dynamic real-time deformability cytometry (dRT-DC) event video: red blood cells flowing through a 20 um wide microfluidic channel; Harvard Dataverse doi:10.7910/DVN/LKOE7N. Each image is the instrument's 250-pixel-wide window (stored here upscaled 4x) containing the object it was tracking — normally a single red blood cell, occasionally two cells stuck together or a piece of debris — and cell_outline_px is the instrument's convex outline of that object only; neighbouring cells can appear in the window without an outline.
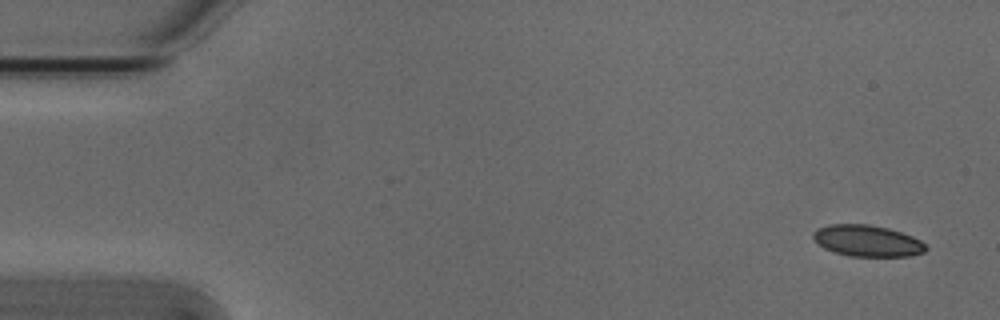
{"species": "Egyptian fruit bat (a non-hibernating species)", "species_latin": "Rousettus aegyptiacus", "temperature_condition": "cold", "stored_images_in_passage": 7, "camera_frame_rate_fps": 3000, "um_per_image_px": 0.085, "animal": {"sex": "male"}, "frame": {"image": 1, "passage_image": 1, "time_ms": 0.0, "image_size_px": [1000, 320], "cell_outline_px": [[928, 248], [924, 252], [912, 256], [848, 256], [832, 252], [824, 248], [812, 236], [812, 232], [816, 228], [828, 224], [868, 224], [888, 228], [912, 236], [920, 240]], "centroid_in_image_um": [73.7, 20.47], "position_along_channel_um": 11.3, "area_um2": 20.69}}
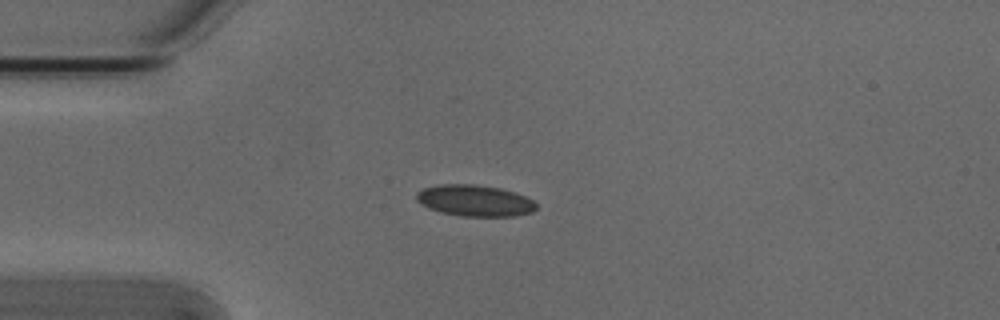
{"frame": {"image": 2, "passage_image": 4, "time_ms": 1.0, "image_size_px": [1000, 320], "cell_outline_px": [[536, 208], [532, 212], [516, 216], [460, 216], [440, 212], [428, 208], [420, 204], [416, 200], [416, 192], [424, 188], [444, 184], [472, 184], [500, 188], [524, 196], [532, 200], [536, 204]], "centroid_in_image_um": [40.32, 17.06], "position_along_channel_um": 44.7, "area_um2": 21.79}}
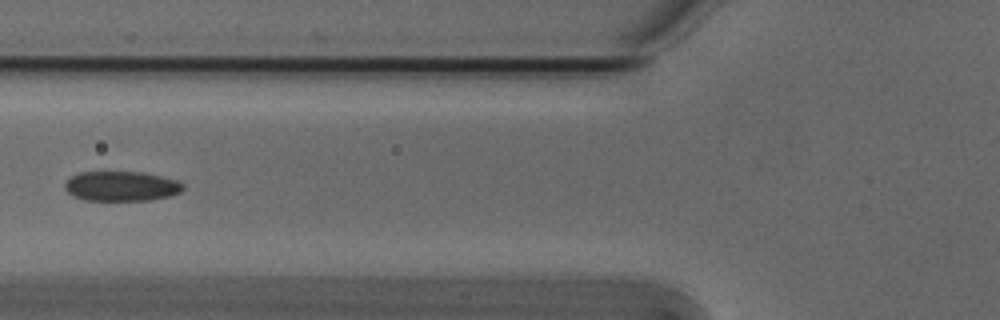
{"frame": {"image": 3, "passage_image": 6, "time_ms": 1.667, "image_size_px": [1000, 320], "cell_outline_px": [[184, 188], [180, 192], [168, 196], [148, 200], [84, 200], [72, 196], [64, 188], [64, 184], [72, 176], [80, 172], [144, 172], [176, 180], [184, 184]], "centroid_in_image_um": [10.3, 15.82], "position_along_channel_um": 115.5, "area_um2": 20.46}}